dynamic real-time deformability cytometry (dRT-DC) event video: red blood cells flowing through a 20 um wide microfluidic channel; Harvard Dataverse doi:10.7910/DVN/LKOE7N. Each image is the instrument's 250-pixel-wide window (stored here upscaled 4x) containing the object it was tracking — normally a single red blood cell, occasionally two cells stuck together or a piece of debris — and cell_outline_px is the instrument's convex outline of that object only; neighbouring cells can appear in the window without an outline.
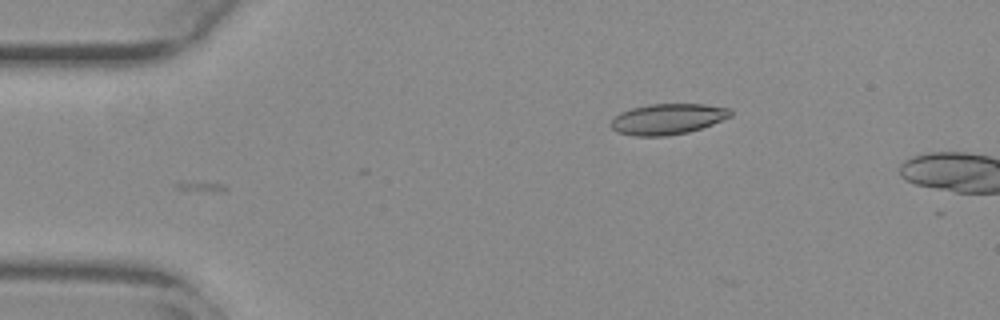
{"species": "common noctule bat (a hibernating species)", "species_latin": "Nyctalus noctula", "temperature_condition": "warm", "stored_images_in_passage": 3, "camera_frame_rate_fps": 3000, "um_per_image_px": 0.085, "animal": {"sex": "female", "body_mass_g": 29.2, "forearm_length_mm": 56.3}, "frame": {"image": 1, "passage_image": 3, "time_ms": 0.667, "image_size_px": [1000, 320], "cell_outline_px": [[732, 116], [712, 124], [688, 132], [668, 136], [632, 136], [616, 132], [608, 124], [620, 112], [632, 108], [648, 104], [704, 104], [728, 108], [732, 112]], "centroid_in_image_um": [56.72, 10.12], "position_along_channel_um": 28.3, "area_um2": 21.5}}